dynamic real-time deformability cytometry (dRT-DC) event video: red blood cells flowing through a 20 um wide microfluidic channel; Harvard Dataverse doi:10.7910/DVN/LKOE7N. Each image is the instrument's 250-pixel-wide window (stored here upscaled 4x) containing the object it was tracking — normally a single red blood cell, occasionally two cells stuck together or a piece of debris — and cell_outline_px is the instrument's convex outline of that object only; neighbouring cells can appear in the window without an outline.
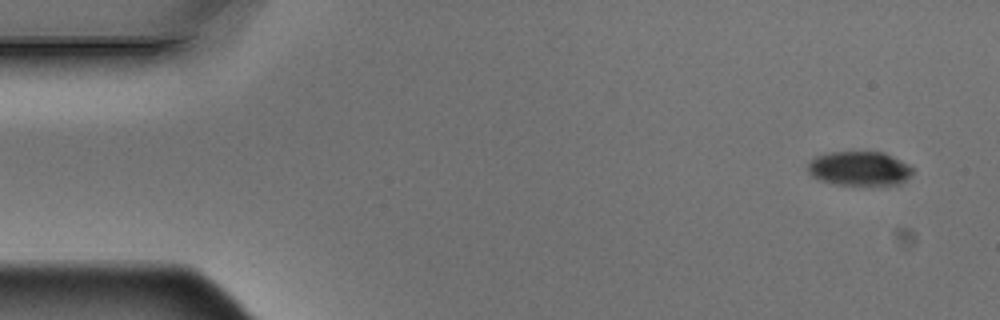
{"species": "Egyptian fruit bat (a non-hibernating species)", "species_latin": "Rousettus aegyptiacus", "temperature_condition": "warm", "stored_images_in_passage": 4, "camera_frame_rate_fps": 3000, "um_per_image_px": 0.085, "animal": {"sex": "male"}, "frame": {"image": 1, "passage_image": 1, "time_ms": 0.0, "image_size_px": [1000, 320], "cell_outline_px": [[912, 172], [900, 184], [836, 184], [820, 180], [812, 176], [808, 172], [808, 164], [816, 156], [832, 152], [884, 152], [908, 164], [912, 168]], "centroid_in_image_um": [73.03, 14.31], "position_along_channel_um": 12.0, "area_um2": 20.52}}
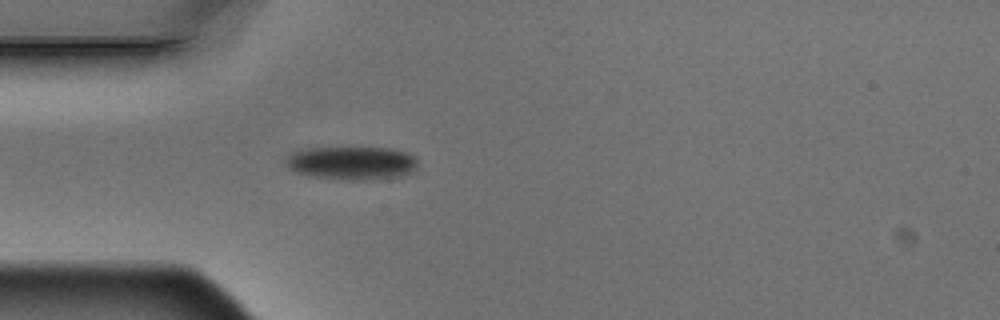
{"frame": {"image": 2, "passage_image": 4, "time_ms": 1.0, "image_size_px": [1000, 320], "cell_outline_px": [[416, 168], [412, 172], [400, 176], [368, 180], [344, 180], [308, 176], [296, 172], [288, 168], [284, 164], [284, 160], [292, 152], [300, 148], [392, 148], [408, 152], [416, 156]], "centroid_in_image_um": [29.87, 13.86], "position_along_channel_um": 55.1, "area_um2": 26.07}}